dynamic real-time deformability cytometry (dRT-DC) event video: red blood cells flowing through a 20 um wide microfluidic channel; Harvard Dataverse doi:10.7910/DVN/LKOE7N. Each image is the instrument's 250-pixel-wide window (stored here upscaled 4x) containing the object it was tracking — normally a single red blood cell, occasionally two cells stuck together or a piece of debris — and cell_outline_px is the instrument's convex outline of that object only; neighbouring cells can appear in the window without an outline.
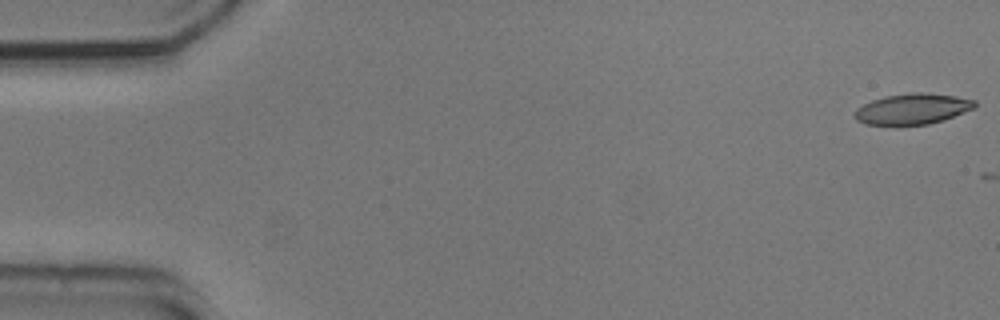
{"species": "common noctule bat (a hibernating species)", "species_latin": "Nyctalus noctula", "temperature_condition": "cold", "stored_images_in_passage": 8, "camera_frame_rate_fps": 3000, "um_per_image_px": 0.085, "animal": {"sex": "male", "body_mass_g": 20.5, "forearm_length_mm": 52.5}, "frame": {"image": 1, "passage_image": 1, "time_ms": 0.0, "image_size_px": [1000, 320], "cell_outline_px": [[976, 108], [928, 124], [864, 124], [856, 120], [856, 108], [872, 100], [884, 96], [912, 92], [920, 92], [956, 96], [976, 100]], "centroid_in_image_um": [77.57, 9.24], "position_along_channel_um": 7.4, "area_um2": 21.15}}